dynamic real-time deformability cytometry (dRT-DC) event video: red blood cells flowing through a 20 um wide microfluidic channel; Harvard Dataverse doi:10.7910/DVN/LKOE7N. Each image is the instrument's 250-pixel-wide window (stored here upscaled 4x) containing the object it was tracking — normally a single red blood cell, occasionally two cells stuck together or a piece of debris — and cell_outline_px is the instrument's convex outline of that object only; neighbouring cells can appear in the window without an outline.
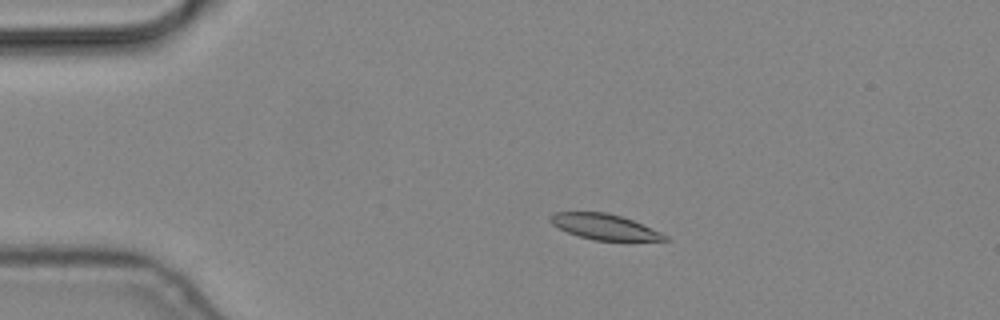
{"species": "common noctule bat (a hibernating species)", "species_latin": "Nyctalus noctula", "temperature_condition": "cold", "stored_images_in_passage": 7, "camera_frame_rate_fps": 3000, "um_per_image_px": 0.085, "animal": {"sex": "male", "body_mass_g": 19.2, "forearm_length_mm": 51.8}, "frame": {"image": 1, "passage_image": 3, "time_ms": 0.667, "image_size_px": [1000, 320], "cell_outline_px": [[668, 240], [592, 240], [568, 232], [552, 224], [548, 220], [548, 216], [552, 212], [604, 212], [620, 216], [632, 220], [652, 228], [668, 236]], "centroid_in_image_um": [51.33, 19.26], "position_along_channel_um": 33.7, "area_um2": 16.82}}
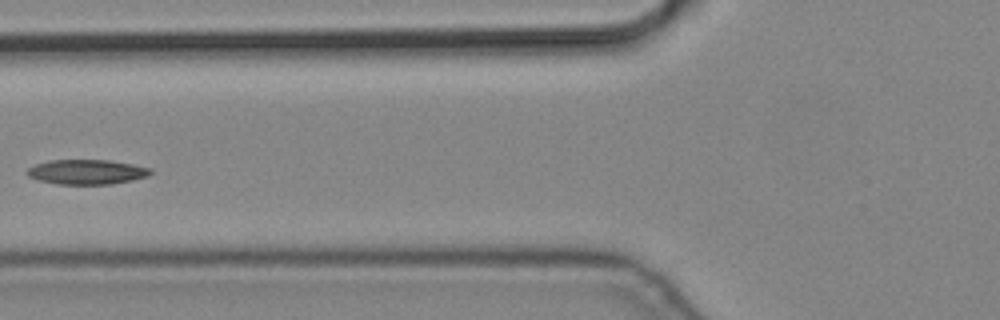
{"frame": {"image": 2, "passage_image": 6, "time_ms": 1.667, "image_size_px": [1000, 320], "cell_outline_px": [[152, 172], [148, 176], [132, 180], [112, 184], [56, 184], [40, 180], [28, 176], [24, 172], [28, 168], [36, 164], [48, 160], [108, 160], [132, 164], [152, 168]], "centroid_in_image_um": [7.37, 14.61], "position_along_channel_um": 118.4, "area_um2": 17.86}}
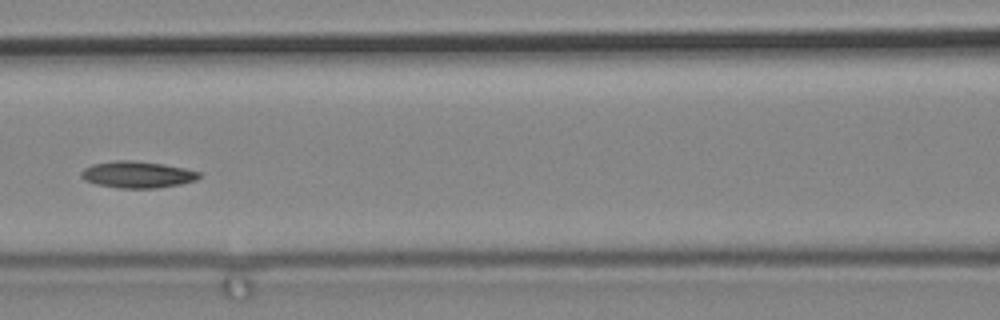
{"frame": {"image": 3, "passage_image": 7, "time_ms": 2.0, "image_size_px": [1000, 320], "cell_outline_px": [[200, 176], [196, 180], [180, 184], [156, 188], [120, 188], [96, 184], [84, 180], [80, 176], [80, 172], [84, 168], [92, 164], [116, 160], [128, 160], [164, 164], [184, 168], [200, 172]], "centroid_in_image_um": [11.65, 14.84], "position_along_channel_um": 155.0, "area_um2": 18.26}}